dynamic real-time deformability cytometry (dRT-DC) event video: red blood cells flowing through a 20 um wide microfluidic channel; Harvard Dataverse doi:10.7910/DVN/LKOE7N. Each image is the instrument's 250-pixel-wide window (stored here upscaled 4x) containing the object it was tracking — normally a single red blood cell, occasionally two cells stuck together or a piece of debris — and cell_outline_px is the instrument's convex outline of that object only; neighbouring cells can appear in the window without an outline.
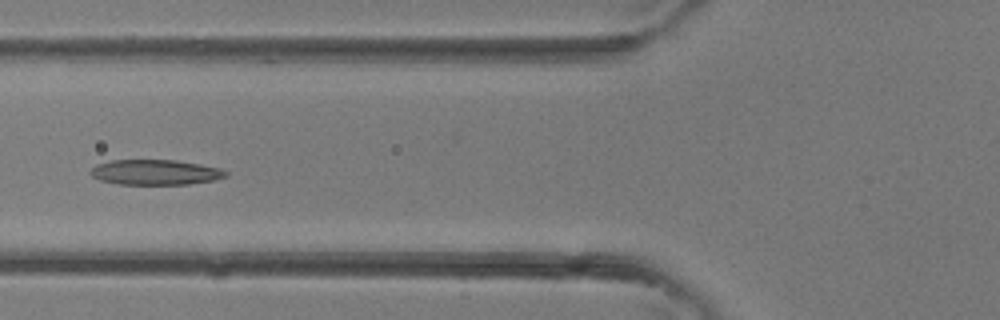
{"species": "common noctule bat (a hibernating species)", "species_latin": "Nyctalus noctula", "temperature_condition": "room temperature", "stored_images_in_passage": 5, "camera_frame_rate_fps": 3000, "um_per_image_px": 0.085, "animal": {"sex": "female"}, "frame": {"image": 1, "passage_image": 5, "time_ms": 1.333, "image_size_px": [1000, 320], "cell_outline_px": [[228, 176], [216, 180], [188, 184], [120, 184], [100, 180], [92, 176], [88, 172], [96, 164], [112, 160], [176, 160], [200, 164], [220, 168], [228, 172]], "centroid_in_image_um": [13.22, 14.64], "position_along_channel_um": 112.6, "area_um2": 19.94}}